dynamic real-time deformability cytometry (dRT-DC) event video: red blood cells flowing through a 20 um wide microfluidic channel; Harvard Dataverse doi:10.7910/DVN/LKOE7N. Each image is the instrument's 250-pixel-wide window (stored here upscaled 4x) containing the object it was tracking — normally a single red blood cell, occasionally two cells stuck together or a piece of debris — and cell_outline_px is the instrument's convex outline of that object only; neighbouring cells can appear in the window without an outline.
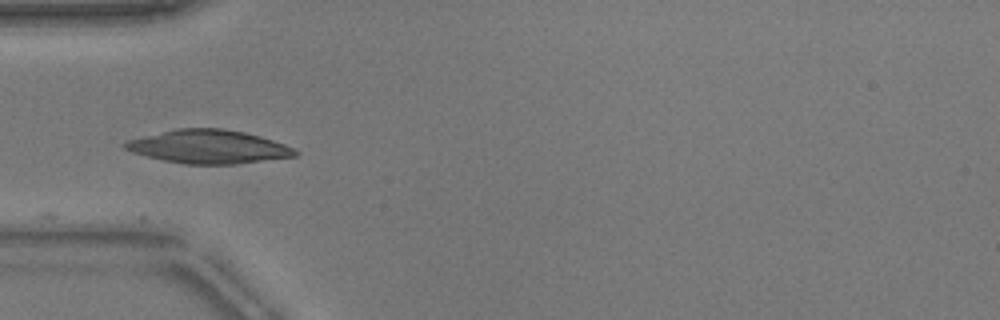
{"species": "common noctule bat (a hibernating species)", "species_latin": "Nyctalus noctula", "temperature_condition": "warm", "stored_images_in_passage": 8, "camera_frame_rate_fps": 3000, "um_per_image_px": 0.085, "animal": {"sex": "male", "body_mass_g": 17.9}, "frame": {"image": 1, "passage_image": 1, "time_ms": 0.0, "image_size_px": [1000, 320], "cell_outline_px": [[300, 152], [296, 156], [236, 164], [184, 164], [164, 160], [132, 152], [124, 148], [124, 144], [128, 140], [180, 128], [220, 128], [244, 132], [260, 136], [284, 144]], "centroid_in_image_um": [17.77, 12.48], "position_along_channel_um": 67.2, "area_um2": 32.71}}